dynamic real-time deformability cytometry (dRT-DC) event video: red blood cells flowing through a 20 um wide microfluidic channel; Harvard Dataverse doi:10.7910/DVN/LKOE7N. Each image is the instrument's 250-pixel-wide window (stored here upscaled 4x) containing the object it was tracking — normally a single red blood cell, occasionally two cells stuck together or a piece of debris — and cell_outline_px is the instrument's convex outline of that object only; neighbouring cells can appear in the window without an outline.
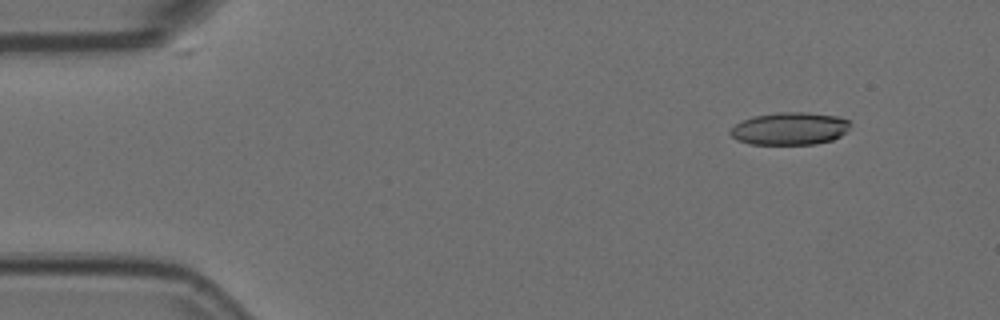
{"species": "Egyptian fruit bat (a non-hibernating species)", "species_latin": "Rousettus aegyptiacus", "temperature_condition": "room temperature", "stored_images_in_passage": 4, "camera_frame_rate_fps": 3000, "um_per_image_px": 0.085, "animal": {"sex": "female"}, "frame": {"image": 1, "passage_image": 2, "time_ms": 0.333, "image_size_px": [1000, 320], "cell_outline_px": [[852, 124], [840, 136], [832, 140], [816, 144], [752, 144], [736, 140], [728, 132], [736, 124], [752, 116], [776, 112], [808, 112], [836, 116], [848, 120]], "centroid_in_image_um": [67.12, 10.92], "position_along_channel_um": 17.9, "area_um2": 22.77}}
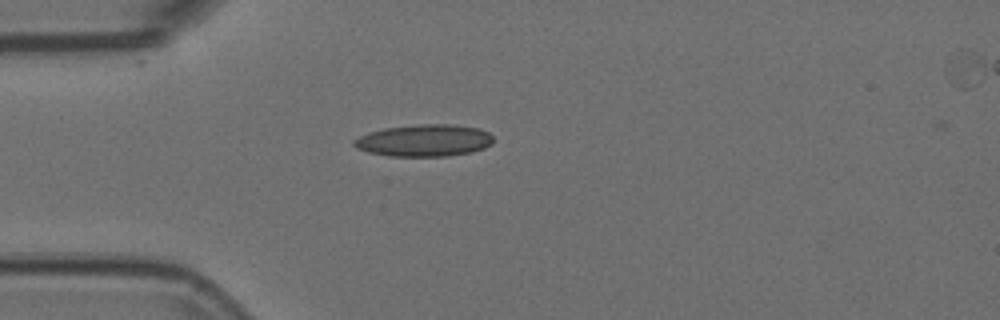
{"frame": {"image": 2, "passage_image": 4, "time_ms": 1.0, "image_size_px": [1000, 320], "cell_outline_px": [[492, 144], [484, 148], [472, 152], [448, 156], [388, 156], [368, 152], [356, 148], [352, 144], [352, 140], [368, 132], [384, 128], [424, 124], [448, 124], [480, 128], [488, 132], [492, 136]], "centroid_in_image_um": [36.04, 11.94], "position_along_channel_um": 49.0, "area_um2": 26.07}}